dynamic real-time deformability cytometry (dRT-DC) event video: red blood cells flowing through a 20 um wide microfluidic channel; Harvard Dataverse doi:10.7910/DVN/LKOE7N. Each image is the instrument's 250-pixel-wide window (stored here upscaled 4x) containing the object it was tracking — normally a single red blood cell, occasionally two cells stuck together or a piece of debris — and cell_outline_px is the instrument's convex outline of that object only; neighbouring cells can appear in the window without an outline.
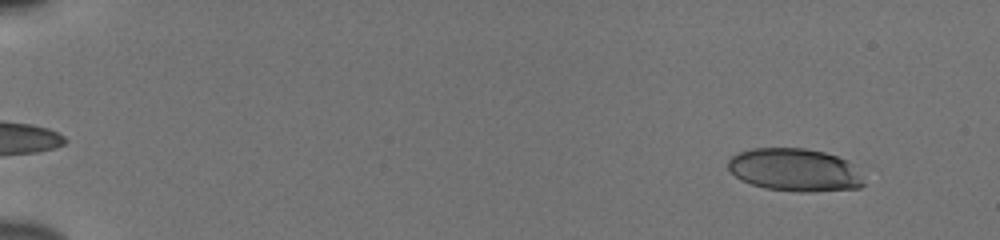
{"species": "human", "species_latin": "Homo sapiens", "temperature_condition": "cold", "stored_images_in_passage": 54, "camera_frame_rate_fps": 3000, "um_per_image_px": 0.085, "donor": {"sex": "male"}, "frame": {"image": 1, "passage_image": 4, "time_ms": 1.0, "image_size_px": [1000, 240], "cell_outline_px": [[864, 184], [860, 188], [808, 192], [800, 192], [764, 188], [740, 180], [728, 168], [728, 160], [732, 156], [740, 152], [752, 148], [804, 148], [824, 152], [848, 160], [852, 164]], "centroid_in_image_um": [67.53, 14.44], "position_along_channel_um": 17.5, "area_um2": 33.7}}
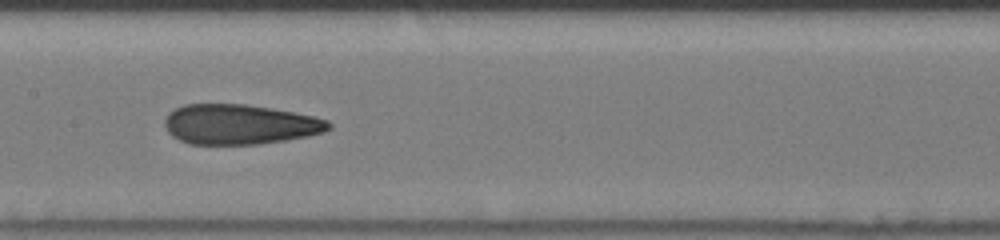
{"frame": {"image": 2, "passage_image": 29, "time_ms": 9.333, "image_size_px": [1000, 240], "cell_outline_px": [[332, 128], [324, 132], [308, 136], [284, 140], [256, 144], [188, 144], [172, 136], [168, 132], [164, 124], [164, 120], [168, 112], [184, 104], [244, 104], [272, 108], [312, 116], [328, 120], [332, 124]], "centroid_in_image_um": [20.36, 10.57], "position_along_channel_um": 187.0, "area_um2": 38.26}}
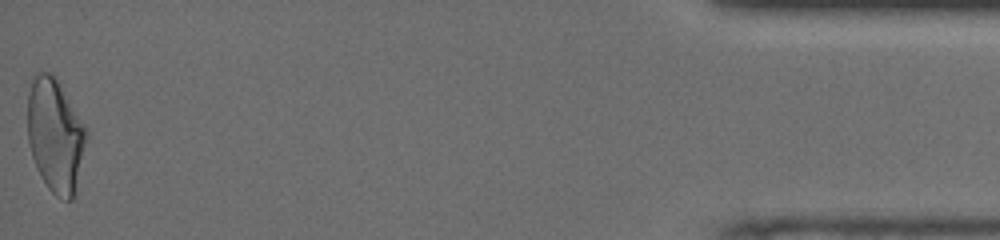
{"frame": {"image": 3, "passage_image": 54, "time_ms": 17.667, "image_size_px": [1000, 240], "cell_outline_px": [[88, 136], [76, 192], [72, 200], [60, 200], [48, 188], [40, 176], [36, 168], [32, 156], [28, 140], [28, 92], [32, 80], [40, 72], [52, 72], [56, 76], [84, 124]], "centroid_in_image_um": [4.72, 11.54], "position_along_channel_um": 430.5, "area_um2": 39.25}, "authors_computed_cell_mechanics": {"area_um2": 37.4833, "velocity_mm_per_s": 3.8552, "shape_relaxation_time_tau1_ms": 8.557, "shape_relaxation_time_tau2_ms": 1.615, "deformation_change_tau1": 0.2282, "deformation_change_tau2": 0.0942}}